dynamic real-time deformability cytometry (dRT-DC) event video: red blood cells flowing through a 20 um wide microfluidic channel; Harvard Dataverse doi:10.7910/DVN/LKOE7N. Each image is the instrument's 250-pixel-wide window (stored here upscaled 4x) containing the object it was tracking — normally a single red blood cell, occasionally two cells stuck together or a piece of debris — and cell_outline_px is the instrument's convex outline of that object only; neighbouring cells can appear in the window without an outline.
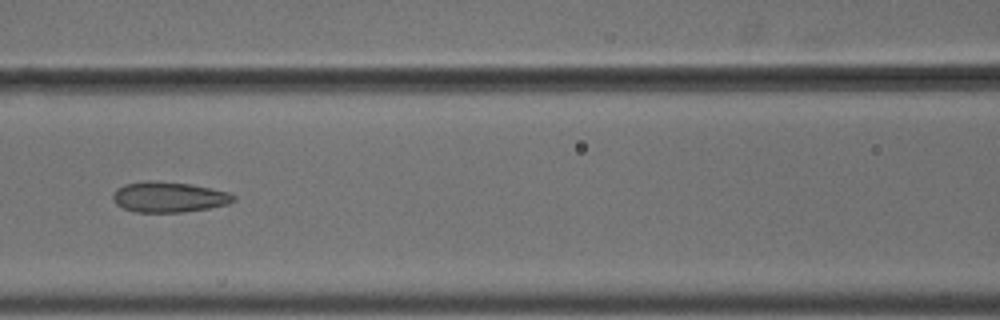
{"species": "common noctule bat (a hibernating species)", "species_latin": "Nyctalus noctula", "temperature_condition": "cold", "stored_images_in_passage": 8, "camera_frame_rate_fps": 3000, "um_per_image_px": 0.085, "animal": {"sex": "male", "body_mass_g": 18.8}, "frame": {"image": 1, "passage_image": 6, "time_ms": 1.667, "image_size_px": [1000, 320], "cell_outline_px": [[236, 200], [228, 204], [208, 208], [184, 212], [136, 212], [124, 208], [116, 204], [112, 200], [112, 196], [116, 188], [124, 184], [148, 180], [188, 184], [228, 192], [236, 196]], "centroid_in_image_um": [14.32, 16.75], "position_along_channel_um": 152.3, "area_um2": 21.33}}
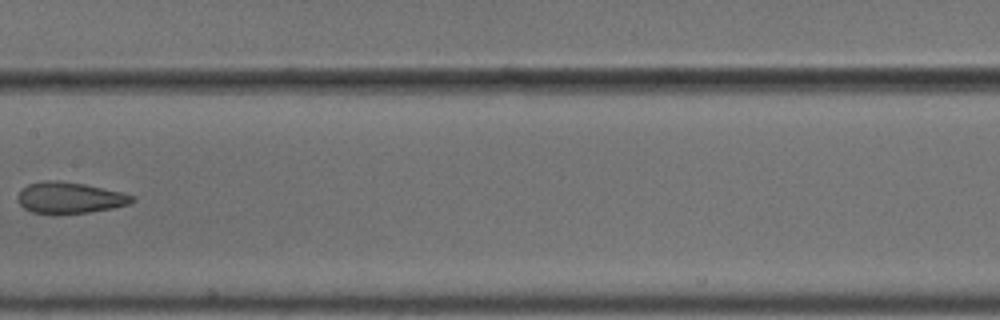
{"frame": {"image": 2, "passage_image": 7, "time_ms": 2.0, "image_size_px": [1000, 320], "cell_outline_px": [[136, 200], [128, 204], [112, 208], [88, 212], [56, 216], [52, 216], [32, 212], [24, 208], [20, 204], [16, 196], [28, 184], [44, 180], [56, 180], [84, 184], [120, 192], [136, 196]], "centroid_in_image_um": [5.89, 16.84], "position_along_channel_um": 201.5, "area_um2": 21.15}}
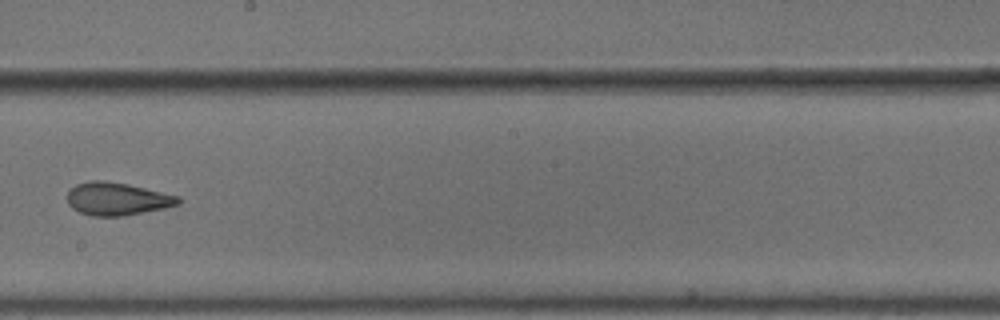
{"frame": {"image": 3, "passage_image": 8, "time_ms": 2.333, "image_size_px": [1000, 320], "cell_outline_px": [[184, 200], [180, 204], [164, 208], [124, 216], [92, 216], [80, 212], [72, 208], [68, 204], [68, 192], [76, 184], [88, 180], [104, 180], [128, 184], [180, 196]], "centroid_in_image_um": [9.98, 16.9], "position_along_channel_um": 238.2, "area_um2": 21.39}}